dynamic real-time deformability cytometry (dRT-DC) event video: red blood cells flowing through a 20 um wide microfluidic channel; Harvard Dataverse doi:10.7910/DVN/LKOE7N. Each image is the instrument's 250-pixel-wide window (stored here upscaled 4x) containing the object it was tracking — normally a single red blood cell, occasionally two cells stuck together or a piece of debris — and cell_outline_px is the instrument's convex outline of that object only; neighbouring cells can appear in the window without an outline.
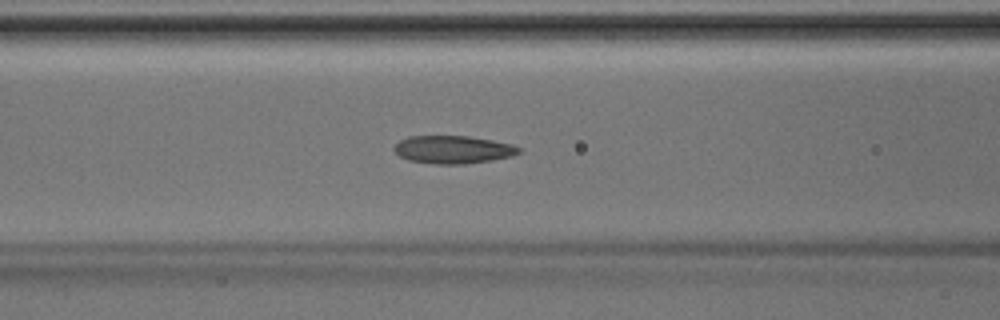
{"species": "Egyptian fruit bat (a non-hibernating species)", "species_latin": "Rousettus aegyptiacus", "temperature_condition": "room temperature", "stored_images_in_passage": 42, "camera_frame_rate_fps": 3000, "um_per_image_px": 0.085, "animal": {"sex": "male"}, "frame": {"image": 1, "passage_image": 15, "time_ms": 4.667, "image_size_px": [1000, 320], "cell_outline_px": [[520, 152], [512, 156], [492, 160], [464, 164], [436, 164], [408, 160], [400, 156], [392, 148], [400, 140], [408, 136], [468, 136], [492, 140], [512, 144], [520, 148]], "centroid_in_image_um": [38.5, 12.71], "position_along_channel_um": 128.1, "area_um2": 20.23}}
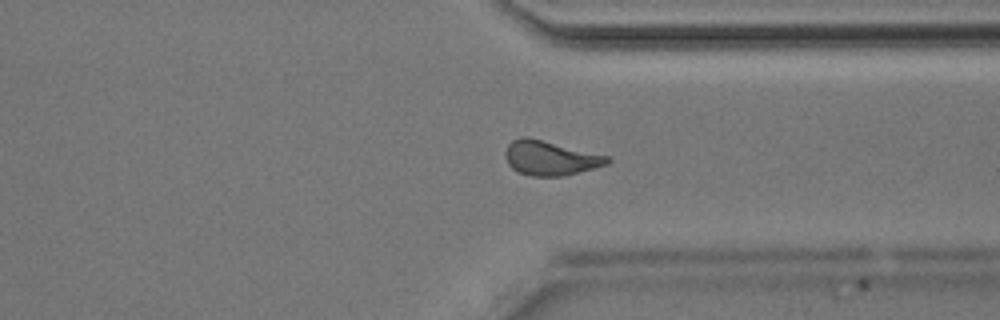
{"frame": {"image": 2, "passage_image": 31, "time_ms": 10.0, "image_size_px": [1000, 320], "cell_outline_px": [[612, 160], [608, 164], [564, 176], [532, 176], [516, 172], [508, 164], [504, 156], [504, 152], [508, 144], [512, 140], [520, 136], [528, 136], [608, 156]], "centroid_in_image_um": [46.73, 13.42], "position_along_channel_um": 364.7, "area_um2": 20.69}}
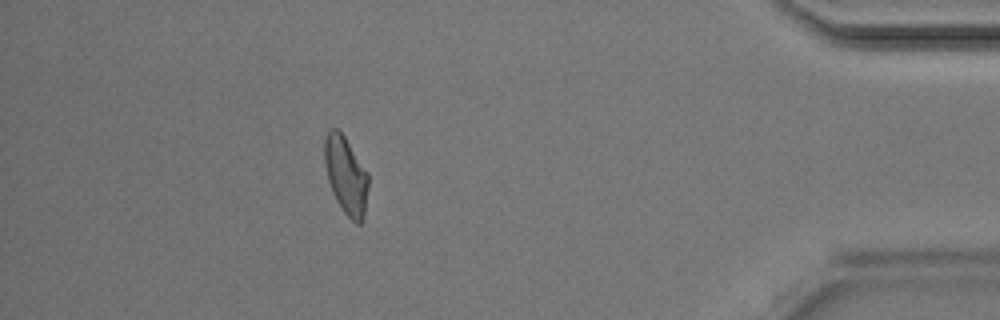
{"frame": {"image": 3, "passage_image": 37, "time_ms": 12.0, "image_size_px": [1000, 320], "cell_outline_px": [[368, 188], [364, 220], [360, 224], [356, 224], [344, 212], [336, 200], [332, 192], [328, 180], [324, 164], [324, 136], [328, 128], [336, 128], [344, 136], [368, 172]], "centroid_in_image_um": [29.39, 14.9], "position_along_channel_um": 405.8, "area_um2": 20.06}}